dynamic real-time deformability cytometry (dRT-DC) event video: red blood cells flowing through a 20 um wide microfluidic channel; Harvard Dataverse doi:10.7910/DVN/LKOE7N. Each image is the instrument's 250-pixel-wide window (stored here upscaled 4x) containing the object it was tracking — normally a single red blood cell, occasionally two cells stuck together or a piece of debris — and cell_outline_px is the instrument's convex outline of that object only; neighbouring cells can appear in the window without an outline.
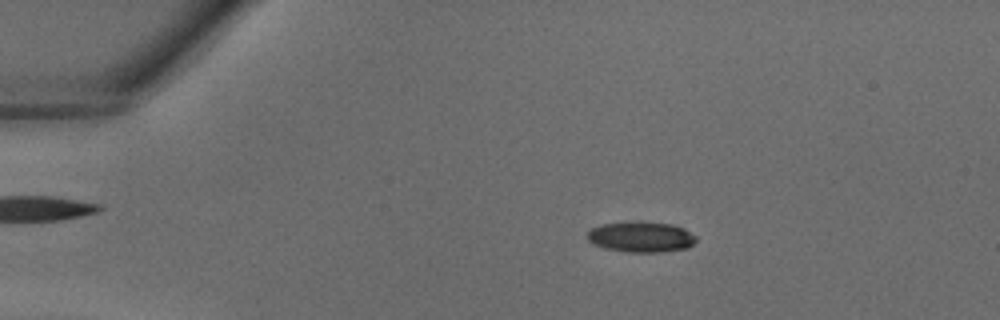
{"species": "common noctule bat (a hibernating species)", "species_latin": "Nyctalus noctula", "temperature_condition": "warm", "stored_images_in_passage": 34, "camera_frame_rate_fps": 3000, "um_per_image_px": 0.085, "animal": {"sex": "male", "body_mass_g": 18.8}, "frame": {"image": 1, "passage_image": 3, "time_ms": 0.667, "image_size_px": [1000, 320], "cell_outline_px": [[696, 240], [688, 248], [660, 252], [628, 252], [604, 248], [592, 244], [588, 240], [588, 232], [592, 228], [600, 224], [672, 224], [684, 228], [696, 236]], "centroid_in_image_um": [54.5, 20.18], "position_along_channel_um": 30.5, "area_um2": 18.67}}
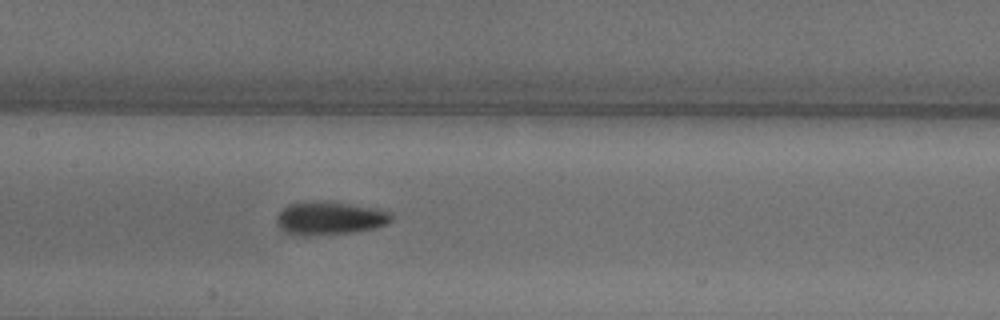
{"frame": {"image": 2, "passage_image": 15, "time_ms": 4.667, "image_size_px": [1000, 320], "cell_outline_px": [[392, 220], [388, 224], [376, 228], [348, 232], [304, 236], [288, 232], [280, 228], [276, 224], [276, 216], [288, 204], [324, 200], [376, 208], [392, 212]], "centroid_in_image_um": [28.05, 18.53], "position_along_channel_um": 179.4, "area_um2": 22.14}}
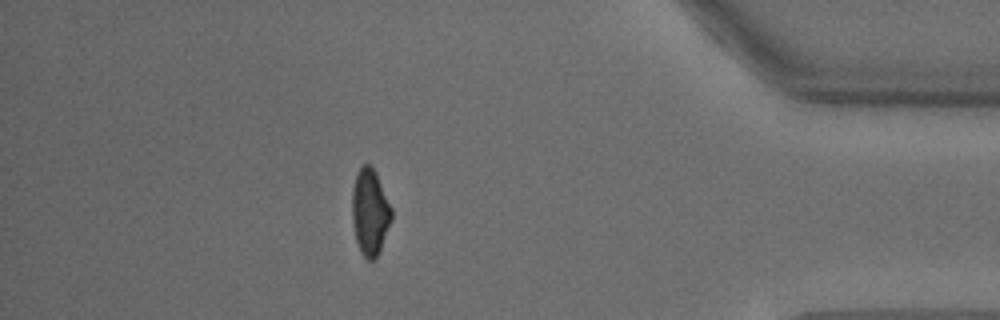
{"frame": {"image": 3, "passage_image": 30, "time_ms": 9.667, "image_size_px": [1000, 320], "cell_outline_px": [[392, 220], [380, 252], [372, 260], [368, 260], [360, 252], [356, 240], [352, 224], [352, 188], [356, 172], [364, 164], [368, 164], [376, 172], [392, 208]], "centroid_in_image_um": [31.45, 18.03], "position_along_channel_um": 403.8, "area_um2": 20.06}}